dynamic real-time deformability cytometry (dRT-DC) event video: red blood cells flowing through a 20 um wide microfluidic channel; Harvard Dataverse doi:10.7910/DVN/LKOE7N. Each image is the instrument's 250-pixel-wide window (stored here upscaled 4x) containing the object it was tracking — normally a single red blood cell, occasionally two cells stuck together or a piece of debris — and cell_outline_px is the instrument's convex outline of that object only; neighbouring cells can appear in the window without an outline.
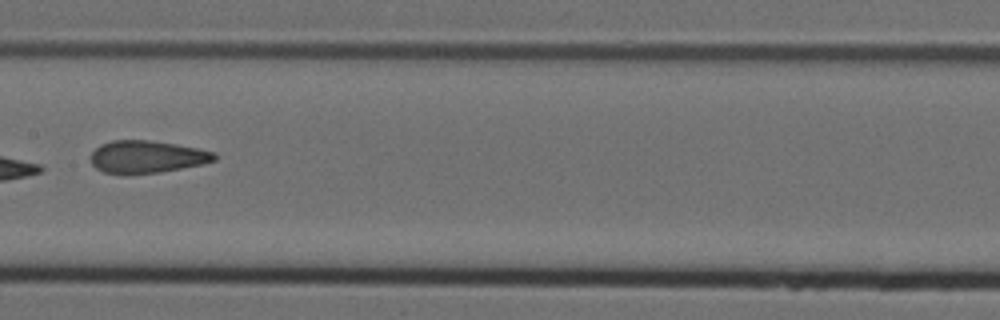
{"species": "Egyptian fruit bat (a non-hibernating species)", "species_latin": "Rousettus aegyptiacus", "temperature_condition": "cold", "stored_images_in_passage": 7, "camera_frame_rate_fps": 3000, "um_per_image_px": 0.085, "animal": {"sex": "female"}, "frame": {"image": 1, "passage_image": 6, "time_ms": 1.667, "image_size_px": [1000, 320], "cell_outline_px": [[216, 160], [200, 164], [160, 172], [104, 172], [96, 168], [92, 164], [92, 152], [100, 144], [112, 140], [148, 140], [176, 144], [216, 152]], "centroid_in_image_um": [12.5, 13.29], "position_along_channel_um": 194.9, "area_um2": 22.72}}
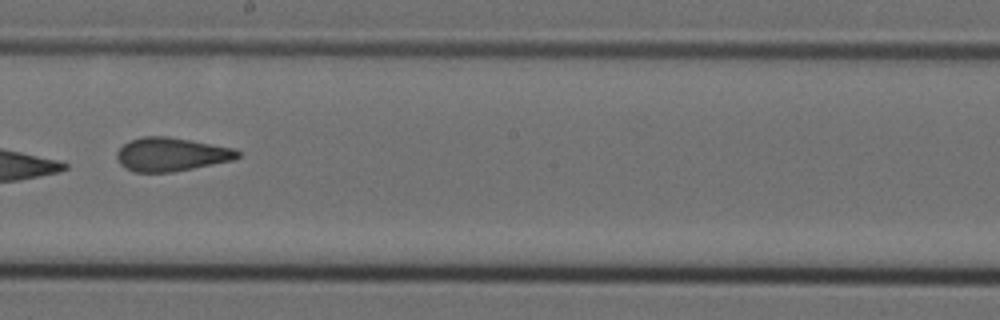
{"frame": {"image": 2, "passage_image": 7, "time_ms": 2.0, "image_size_px": [1000, 320], "cell_outline_px": [[240, 156], [236, 160], [172, 172], [132, 172], [124, 168], [120, 164], [116, 156], [116, 152], [128, 140], [144, 136], [168, 136], [192, 140], [236, 148], [240, 152]], "centroid_in_image_um": [14.58, 13.12], "position_along_channel_um": 233.6, "area_um2": 24.04}}